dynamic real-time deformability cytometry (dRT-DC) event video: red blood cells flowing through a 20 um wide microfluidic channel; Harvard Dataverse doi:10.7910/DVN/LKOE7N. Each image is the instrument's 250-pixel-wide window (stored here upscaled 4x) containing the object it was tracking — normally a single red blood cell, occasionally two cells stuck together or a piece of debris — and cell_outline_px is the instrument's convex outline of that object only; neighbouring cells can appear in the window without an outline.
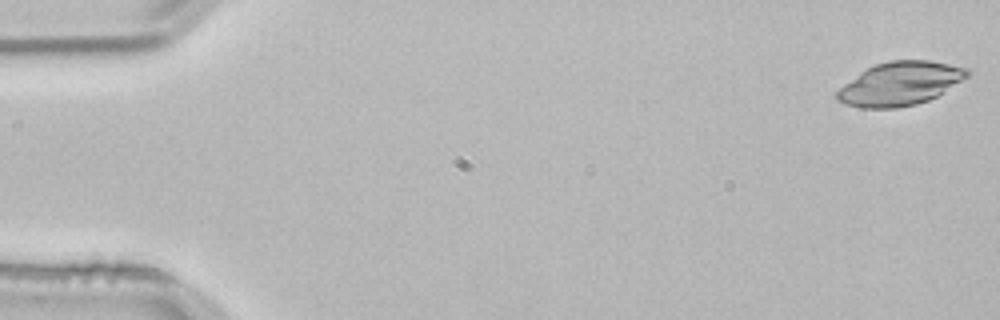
{"species": "common noctule bat (a hibernating species)", "species_latin": "Nyctalus noctula", "temperature_condition": "room temperature", "stored_images_in_passage": 53, "camera_frame_rate_fps": 3000, "um_per_image_px": 0.085, "animal": {"sex": "male", "body_mass_g": 21.5, "forearm_length_mm": 52.0}, "frame": {"image": 1, "passage_image": 1, "time_ms": 0.0, "image_size_px": [1000, 320], "cell_outline_px": [[972, 72], [968, 76], [944, 92], [928, 100], [916, 104], [896, 108], [860, 108], [836, 100], [836, 92], [844, 84], [860, 72], [876, 64], [888, 60], [928, 60], [968, 68]], "centroid_in_image_um": [76.51, 7.11], "position_along_channel_um": 8.5, "area_um2": 32.89}}